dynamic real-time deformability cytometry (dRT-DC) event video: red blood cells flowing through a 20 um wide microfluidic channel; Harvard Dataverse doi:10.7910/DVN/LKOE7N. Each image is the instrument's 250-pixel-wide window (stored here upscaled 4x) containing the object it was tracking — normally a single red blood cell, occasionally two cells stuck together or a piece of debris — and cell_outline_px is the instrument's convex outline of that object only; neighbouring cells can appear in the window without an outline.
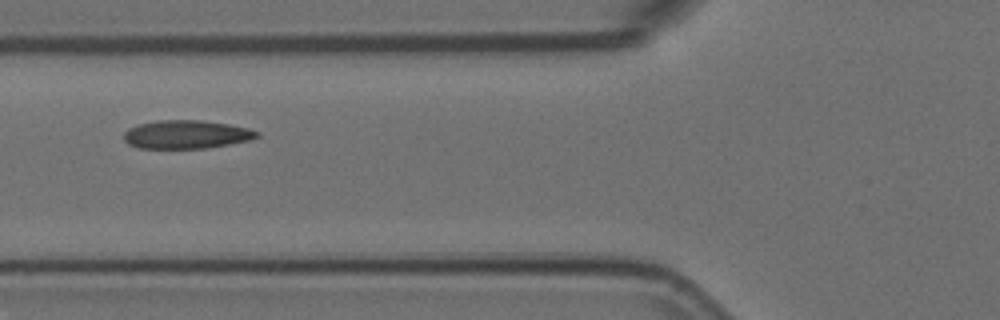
{"species": "Egyptian fruit bat (a non-hibernating species)", "species_latin": "Rousettus aegyptiacus", "temperature_condition": "room temperature", "stored_images_in_passage": 12, "camera_frame_rate_fps": 3000, "um_per_image_px": 0.085, "animal": {"sex": "female"}, "frame": {"image": 1, "passage_image": 3, "time_ms": 0.667, "image_size_px": [1000, 320], "cell_outline_px": [[260, 136], [252, 140], [204, 148], [140, 148], [128, 144], [124, 140], [124, 132], [128, 128], [136, 124], [156, 120], [200, 120], [228, 124], [248, 128], [260, 132]], "centroid_in_image_um": [15.83, 11.42], "position_along_channel_um": 110.0, "area_um2": 22.14}}
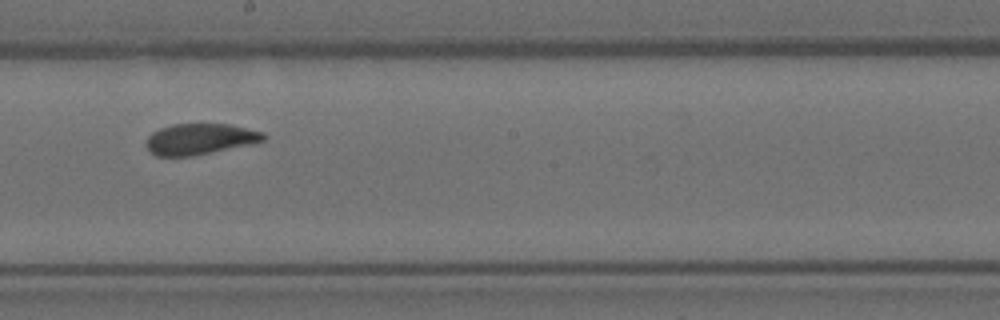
{"frame": {"image": 2, "passage_image": 6, "time_ms": 1.667, "image_size_px": [1000, 320], "cell_outline_px": [[268, 136], [264, 140], [252, 144], [192, 156], [156, 156], [144, 144], [148, 136], [152, 132], [160, 128], [172, 124], [228, 124], [264, 132]], "centroid_in_image_um": [16.99, 11.82], "position_along_channel_um": 231.2, "area_um2": 21.21}}
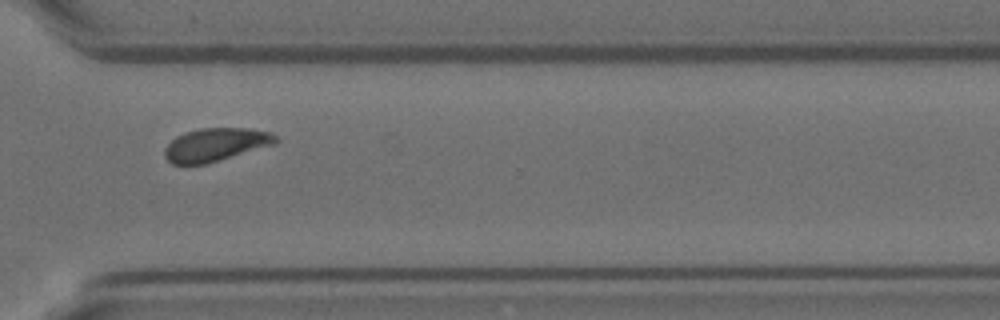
{"frame": {"image": 3, "passage_image": 9, "time_ms": 2.667, "image_size_px": [1000, 320], "cell_outline_px": [[280, 140], [276, 144], [204, 164], [172, 164], [164, 156], [164, 148], [176, 136], [184, 132], [200, 128], [248, 128], [272, 132]], "centroid_in_image_um": [18.35, 12.28], "position_along_channel_um": 352.3, "area_um2": 21.5}}